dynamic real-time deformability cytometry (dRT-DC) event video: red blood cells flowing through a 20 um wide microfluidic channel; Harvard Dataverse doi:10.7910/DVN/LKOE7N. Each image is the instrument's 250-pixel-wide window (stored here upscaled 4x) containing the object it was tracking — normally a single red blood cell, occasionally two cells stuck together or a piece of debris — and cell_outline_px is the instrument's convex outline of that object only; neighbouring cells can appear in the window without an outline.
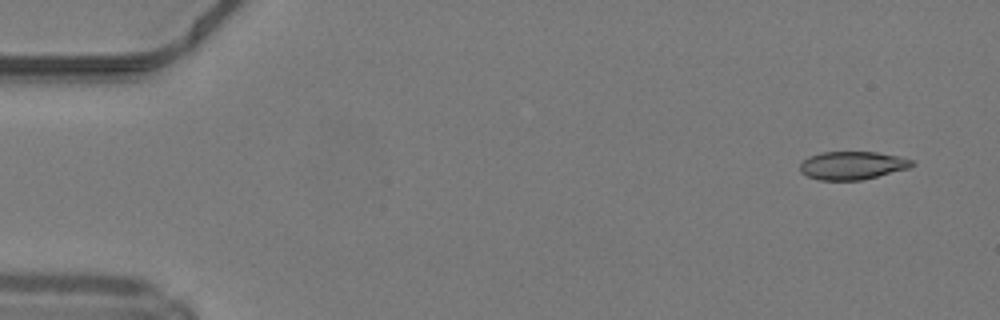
{"species": "common noctule bat (a hibernating species)", "species_latin": "Nyctalus noctula", "temperature_condition": "warm", "stored_images_in_passage": 10, "camera_frame_rate_fps": 3000, "um_per_image_px": 0.085, "animal": {"sex": "male", "body_mass_g": 19.2, "forearm_length_mm": 51.8}, "frame": {"image": 1, "passage_image": 1, "time_ms": 0.0, "image_size_px": [1000, 320], "cell_outline_px": [[916, 164], [908, 168], [860, 180], [820, 180], [808, 176], [800, 172], [800, 164], [808, 156], [820, 152], [876, 152], [900, 156], [912, 160]], "centroid_in_image_um": [72.43, 14.05], "position_along_channel_um": 12.6, "area_um2": 18.26}}